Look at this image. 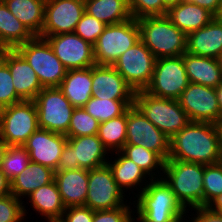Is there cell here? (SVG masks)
I'll return each instance as SVG.
<instances>
[{
	"label": "cell",
	"mask_w": 222,
	"mask_h": 222,
	"mask_svg": "<svg viewBox=\"0 0 222 222\" xmlns=\"http://www.w3.org/2000/svg\"><path fill=\"white\" fill-rule=\"evenodd\" d=\"M183 62L189 82L216 88L222 82L218 59L185 52Z\"/></svg>",
	"instance_id": "obj_23"
},
{
	"label": "cell",
	"mask_w": 222,
	"mask_h": 222,
	"mask_svg": "<svg viewBox=\"0 0 222 222\" xmlns=\"http://www.w3.org/2000/svg\"><path fill=\"white\" fill-rule=\"evenodd\" d=\"M166 17L186 35L206 26L214 15L191 2L182 1L167 9Z\"/></svg>",
	"instance_id": "obj_24"
},
{
	"label": "cell",
	"mask_w": 222,
	"mask_h": 222,
	"mask_svg": "<svg viewBox=\"0 0 222 222\" xmlns=\"http://www.w3.org/2000/svg\"><path fill=\"white\" fill-rule=\"evenodd\" d=\"M92 67L68 70L59 88L75 108L83 107L92 97Z\"/></svg>",
	"instance_id": "obj_27"
},
{
	"label": "cell",
	"mask_w": 222,
	"mask_h": 222,
	"mask_svg": "<svg viewBox=\"0 0 222 222\" xmlns=\"http://www.w3.org/2000/svg\"><path fill=\"white\" fill-rule=\"evenodd\" d=\"M214 18L218 19L220 22H222V0L220 1L219 8H218Z\"/></svg>",
	"instance_id": "obj_51"
},
{
	"label": "cell",
	"mask_w": 222,
	"mask_h": 222,
	"mask_svg": "<svg viewBox=\"0 0 222 222\" xmlns=\"http://www.w3.org/2000/svg\"><path fill=\"white\" fill-rule=\"evenodd\" d=\"M134 100H111L91 97L83 106L85 111L100 123L123 115Z\"/></svg>",
	"instance_id": "obj_34"
},
{
	"label": "cell",
	"mask_w": 222,
	"mask_h": 222,
	"mask_svg": "<svg viewBox=\"0 0 222 222\" xmlns=\"http://www.w3.org/2000/svg\"><path fill=\"white\" fill-rule=\"evenodd\" d=\"M140 193V194H139ZM137 203L134 200L138 222H174L189 213L177 200L171 187L163 178L149 179L148 184L139 191ZM135 202V203H134Z\"/></svg>",
	"instance_id": "obj_2"
},
{
	"label": "cell",
	"mask_w": 222,
	"mask_h": 222,
	"mask_svg": "<svg viewBox=\"0 0 222 222\" xmlns=\"http://www.w3.org/2000/svg\"><path fill=\"white\" fill-rule=\"evenodd\" d=\"M89 170L75 169L55 171V181L66 208L85 206Z\"/></svg>",
	"instance_id": "obj_22"
},
{
	"label": "cell",
	"mask_w": 222,
	"mask_h": 222,
	"mask_svg": "<svg viewBox=\"0 0 222 222\" xmlns=\"http://www.w3.org/2000/svg\"><path fill=\"white\" fill-rule=\"evenodd\" d=\"M215 89H216V95L218 99V105H219L221 116H222V82Z\"/></svg>",
	"instance_id": "obj_49"
},
{
	"label": "cell",
	"mask_w": 222,
	"mask_h": 222,
	"mask_svg": "<svg viewBox=\"0 0 222 222\" xmlns=\"http://www.w3.org/2000/svg\"><path fill=\"white\" fill-rule=\"evenodd\" d=\"M7 50L8 48L0 41V62L3 61L4 54L6 53Z\"/></svg>",
	"instance_id": "obj_52"
},
{
	"label": "cell",
	"mask_w": 222,
	"mask_h": 222,
	"mask_svg": "<svg viewBox=\"0 0 222 222\" xmlns=\"http://www.w3.org/2000/svg\"><path fill=\"white\" fill-rule=\"evenodd\" d=\"M203 187V206H208L222 194V161L204 166Z\"/></svg>",
	"instance_id": "obj_37"
},
{
	"label": "cell",
	"mask_w": 222,
	"mask_h": 222,
	"mask_svg": "<svg viewBox=\"0 0 222 222\" xmlns=\"http://www.w3.org/2000/svg\"><path fill=\"white\" fill-rule=\"evenodd\" d=\"M11 194V183L0 168V198Z\"/></svg>",
	"instance_id": "obj_46"
},
{
	"label": "cell",
	"mask_w": 222,
	"mask_h": 222,
	"mask_svg": "<svg viewBox=\"0 0 222 222\" xmlns=\"http://www.w3.org/2000/svg\"><path fill=\"white\" fill-rule=\"evenodd\" d=\"M208 207L215 212H218L222 214V194H220L218 197H216L209 205Z\"/></svg>",
	"instance_id": "obj_47"
},
{
	"label": "cell",
	"mask_w": 222,
	"mask_h": 222,
	"mask_svg": "<svg viewBox=\"0 0 222 222\" xmlns=\"http://www.w3.org/2000/svg\"><path fill=\"white\" fill-rule=\"evenodd\" d=\"M125 145H140L156 152L164 161L169 158L170 138L149 121L135 105L127 110Z\"/></svg>",
	"instance_id": "obj_13"
},
{
	"label": "cell",
	"mask_w": 222,
	"mask_h": 222,
	"mask_svg": "<svg viewBox=\"0 0 222 222\" xmlns=\"http://www.w3.org/2000/svg\"><path fill=\"white\" fill-rule=\"evenodd\" d=\"M184 1L199 5L200 7H203L204 9L208 10L215 16L221 0H184Z\"/></svg>",
	"instance_id": "obj_45"
},
{
	"label": "cell",
	"mask_w": 222,
	"mask_h": 222,
	"mask_svg": "<svg viewBox=\"0 0 222 222\" xmlns=\"http://www.w3.org/2000/svg\"><path fill=\"white\" fill-rule=\"evenodd\" d=\"M55 56L67 70L85 69L94 66V48L75 32L47 36Z\"/></svg>",
	"instance_id": "obj_16"
},
{
	"label": "cell",
	"mask_w": 222,
	"mask_h": 222,
	"mask_svg": "<svg viewBox=\"0 0 222 222\" xmlns=\"http://www.w3.org/2000/svg\"><path fill=\"white\" fill-rule=\"evenodd\" d=\"M132 18L139 19L146 16H165L167 8L163 0H128Z\"/></svg>",
	"instance_id": "obj_40"
},
{
	"label": "cell",
	"mask_w": 222,
	"mask_h": 222,
	"mask_svg": "<svg viewBox=\"0 0 222 222\" xmlns=\"http://www.w3.org/2000/svg\"><path fill=\"white\" fill-rule=\"evenodd\" d=\"M38 126L51 132L66 134L75 109L59 87L43 88L33 100Z\"/></svg>",
	"instance_id": "obj_10"
},
{
	"label": "cell",
	"mask_w": 222,
	"mask_h": 222,
	"mask_svg": "<svg viewBox=\"0 0 222 222\" xmlns=\"http://www.w3.org/2000/svg\"><path fill=\"white\" fill-rule=\"evenodd\" d=\"M129 205H124L119 208L93 211V222H134L132 216L135 213Z\"/></svg>",
	"instance_id": "obj_42"
},
{
	"label": "cell",
	"mask_w": 222,
	"mask_h": 222,
	"mask_svg": "<svg viewBox=\"0 0 222 222\" xmlns=\"http://www.w3.org/2000/svg\"><path fill=\"white\" fill-rule=\"evenodd\" d=\"M3 62L10 70L16 94L22 100L33 101L44 88L34 69L16 49H8Z\"/></svg>",
	"instance_id": "obj_20"
},
{
	"label": "cell",
	"mask_w": 222,
	"mask_h": 222,
	"mask_svg": "<svg viewBox=\"0 0 222 222\" xmlns=\"http://www.w3.org/2000/svg\"><path fill=\"white\" fill-rule=\"evenodd\" d=\"M16 50L34 69L44 88L60 86L68 70L55 56L52 47L45 38L35 36L18 46Z\"/></svg>",
	"instance_id": "obj_6"
},
{
	"label": "cell",
	"mask_w": 222,
	"mask_h": 222,
	"mask_svg": "<svg viewBox=\"0 0 222 222\" xmlns=\"http://www.w3.org/2000/svg\"><path fill=\"white\" fill-rule=\"evenodd\" d=\"M218 62H219L220 68H221V70H222V54H221L220 57L218 58Z\"/></svg>",
	"instance_id": "obj_54"
},
{
	"label": "cell",
	"mask_w": 222,
	"mask_h": 222,
	"mask_svg": "<svg viewBox=\"0 0 222 222\" xmlns=\"http://www.w3.org/2000/svg\"><path fill=\"white\" fill-rule=\"evenodd\" d=\"M4 3L34 36H40L44 26L46 0H6Z\"/></svg>",
	"instance_id": "obj_29"
},
{
	"label": "cell",
	"mask_w": 222,
	"mask_h": 222,
	"mask_svg": "<svg viewBox=\"0 0 222 222\" xmlns=\"http://www.w3.org/2000/svg\"><path fill=\"white\" fill-rule=\"evenodd\" d=\"M58 222H93V210L86 206L68 207Z\"/></svg>",
	"instance_id": "obj_43"
},
{
	"label": "cell",
	"mask_w": 222,
	"mask_h": 222,
	"mask_svg": "<svg viewBox=\"0 0 222 222\" xmlns=\"http://www.w3.org/2000/svg\"><path fill=\"white\" fill-rule=\"evenodd\" d=\"M134 105L170 139L190 122L178 100L158 98L140 90L135 93Z\"/></svg>",
	"instance_id": "obj_5"
},
{
	"label": "cell",
	"mask_w": 222,
	"mask_h": 222,
	"mask_svg": "<svg viewBox=\"0 0 222 222\" xmlns=\"http://www.w3.org/2000/svg\"><path fill=\"white\" fill-rule=\"evenodd\" d=\"M100 122L85 111L83 107L75 108L69 124L67 138L98 134Z\"/></svg>",
	"instance_id": "obj_35"
},
{
	"label": "cell",
	"mask_w": 222,
	"mask_h": 222,
	"mask_svg": "<svg viewBox=\"0 0 222 222\" xmlns=\"http://www.w3.org/2000/svg\"><path fill=\"white\" fill-rule=\"evenodd\" d=\"M106 26L104 22L84 12L74 32L83 40L94 45Z\"/></svg>",
	"instance_id": "obj_39"
},
{
	"label": "cell",
	"mask_w": 222,
	"mask_h": 222,
	"mask_svg": "<svg viewBox=\"0 0 222 222\" xmlns=\"http://www.w3.org/2000/svg\"><path fill=\"white\" fill-rule=\"evenodd\" d=\"M182 1L184 0H163V5L168 9L169 7L178 5Z\"/></svg>",
	"instance_id": "obj_50"
},
{
	"label": "cell",
	"mask_w": 222,
	"mask_h": 222,
	"mask_svg": "<svg viewBox=\"0 0 222 222\" xmlns=\"http://www.w3.org/2000/svg\"><path fill=\"white\" fill-rule=\"evenodd\" d=\"M156 58L139 40L118 57L112 65L126 82L137 92L149 85Z\"/></svg>",
	"instance_id": "obj_12"
},
{
	"label": "cell",
	"mask_w": 222,
	"mask_h": 222,
	"mask_svg": "<svg viewBox=\"0 0 222 222\" xmlns=\"http://www.w3.org/2000/svg\"><path fill=\"white\" fill-rule=\"evenodd\" d=\"M28 200L33 210L42 214L47 222H58L66 209L55 180L32 192Z\"/></svg>",
	"instance_id": "obj_26"
},
{
	"label": "cell",
	"mask_w": 222,
	"mask_h": 222,
	"mask_svg": "<svg viewBox=\"0 0 222 222\" xmlns=\"http://www.w3.org/2000/svg\"><path fill=\"white\" fill-rule=\"evenodd\" d=\"M186 52L218 59L222 54V22L213 18L203 28L187 34Z\"/></svg>",
	"instance_id": "obj_21"
},
{
	"label": "cell",
	"mask_w": 222,
	"mask_h": 222,
	"mask_svg": "<svg viewBox=\"0 0 222 222\" xmlns=\"http://www.w3.org/2000/svg\"><path fill=\"white\" fill-rule=\"evenodd\" d=\"M115 154V157H118L114 158V161L109 158L110 160L107 162V165L112 171L115 182L118 184V186L122 189L123 192H127V190H130L132 188H136L135 190H137V186H139L140 188L138 190L142 192V190L148 184L147 178L149 176H147V174L141 167H139L135 162L125 157L120 151H116ZM144 180H147V183L143 182Z\"/></svg>",
	"instance_id": "obj_28"
},
{
	"label": "cell",
	"mask_w": 222,
	"mask_h": 222,
	"mask_svg": "<svg viewBox=\"0 0 222 222\" xmlns=\"http://www.w3.org/2000/svg\"><path fill=\"white\" fill-rule=\"evenodd\" d=\"M168 160L204 165L222 161V126L209 122H189L170 139Z\"/></svg>",
	"instance_id": "obj_1"
},
{
	"label": "cell",
	"mask_w": 222,
	"mask_h": 222,
	"mask_svg": "<svg viewBox=\"0 0 222 222\" xmlns=\"http://www.w3.org/2000/svg\"><path fill=\"white\" fill-rule=\"evenodd\" d=\"M84 12V0H46L44 26L39 37L74 32Z\"/></svg>",
	"instance_id": "obj_17"
},
{
	"label": "cell",
	"mask_w": 222,
	"mask_h": 222,
	"mask_svg": "<svg viewBox=\"0 0 222 222\" xmlns=\"http://www.w3.org/2000/svg\"><path fill=\"white\" fill-rule=\"evenodd\" d=\"M24 201L9 194L0 198V222H22L27 216Z\"/></svg>",
	"instance_id": "obj_38"
},
{
	"label": "cell",
	"mask_w": 222,
	"mask_h": 222,
	"mask_svg": "<svg viewBox=\"0 0 222 222\" xmlns=\"http://www.w3.org/2000/svg\"><path fill=\"white\" fill-rule=\"evenodd\" d=\"M22 101L16 94L8 66L0 62V109Z\"/></svg>",
	"instance_id": "obj_41"
},
{
	"label": "cell",
	"mask_w": 222,
	"mask_h": 222,
	"mask_svg": "<svg viewBox=\"0 0 222 222\" xmlns=\"http://www.w3.org/2000/svg\"><path fill=\"white\" fill-rule=\"evenodd\" d=\"M140 40L156 59L177 57L186 52L187 35L165 16H146L137 19Z\"/></svg>",
	"instance_id": "obj_3"
},
{
	"label": "cell",
	"mask_w": 222,
	"mask_h": 222,
	"mask_svg": "<svg viewBox=\"0 0 222 222\" xmlns=\"http://www.w3.org/2000/svg\"><path fill=\"white\" fill-rule=\"evenodd\" d=\"M30 162L29 153L23 146H8L1 170L11 182Z\"/></svg>",
	"instance_id": "obj_36"
},
{
	"label": "cell",
	"mask_w": 222,
	"mask_h": 222,
	"mask_svg": "<svg viewBox=\"0 0 222 222\" xmlns=\"http://www.w3.org/2000/svg\"><path fill=\"white\" fill-rule=\"evenodd\" d=\"M39 128L34 101H26L0 109V137L8 146H23Z\"/></svg>",
	"instance_id": "obj_9"
},
{
	"label": "cell",
	"mask_w": 222,
	"mask_h": 222,
	"mask_svg": "<svg viewBox=\"0 0 222 222\" xmlns=\"http://www.w3.org/2000/svg\"><path fill=\"white\" fill-rule=\"evenodd\" d=\"M120 152L141 167L149 176L148 180L162 178L165 161L156 152L140 145H124Z\"/></svg>",
	"instance_id": "obj_32"
},
{
	"label": "cell",
	"mask_w": 222,
	"mask_h": 222,
	"mask_svg": "<svg viewBox=\"0 0 222 222\" xmlns=\"http://www.w3.org/2000/svg\"><path fill=\"white\" fill-rule=\"evenodd\" d=\"M97 135L108 151L115 155L114 152L120 151L126 144L127 111L119 117L100 123Z\"/></svg>",
	"instance_id": "obj_33"
},
{
	"label": "cell",
	"mask_w": 222,
	"mask_h": 222,
	"mask_svg": "<svg viewBox=\"0 0 222 222\" xmlns=\"http://www.w3.org/2000/svg\"><path fill=\"white\" fill-rule=\"evenodd\" d=\"M192 210L196 211L192 222H222V214L212 211L208 206L194 207Z\"/></svg>",
	"instance_id": "obj_44"
},
{
	"label": "cell",
	"mask_w": 222,
	"mask_h": 222,
	"mask_svg": "<svg viewBox=\"0 0 222 222\" xmlns=\"http://www.w3.org/2000/svg\"><path fill=\"white\" fill-rule=\"evenodd\" d=\"M125 194L113 178L109 166L89 170L85 206L93 211L109 210L126 205ZM125 203V204H124Z\"/></svg>",
	"instance_id": "obj_14"
},
{
	"label": "cell",
	"mask_w": 222,
	"mask_h": 222,
	"mask_svg": "<svg viewBox=\"0 0 222 222\" xmlns=\"http://www.w3.org/2000/svg\"><path fill=\"white\" fill-rule=\"evenodd\" d=\"M189 80L183 57H162L155 61L149 85L144 90L152 96L178 100Z\"/></svg>",
	"instance_id": "obj_11"
},
{
	"label": "cell",
	"mask_w": 222,
	"mask_h": 222,
	"mask_svg": "<svg viewBox=\"0 0 222 222\" xmlns=\"http://www.w3.org/2000/svg\"><path fill=\"white\" fill-rule=\"evenodd\" d=\"M92 96L100 99L134 100L135 91L112 65L92 66Z\"/></svg>",
	"instance_id": "obj_19"
},
{
	"label": "cell",
	"mask_w": 222,
	"mask_h": 222,
	"mask_svg": "<svg viewBox=\"0 0 222 222\" xmlns=\"http://www.w3.org/2000/svg\"><path fill=\"white\" fill-rule=\"evenodd\" d=\"M35 36L0 2V41L8 49L18 46L33 39Z\"/></svg>",
	"instance_id": "obj_31"
},
{
	"label": "cell",
	"mask_w": 222,
	"mask_h": 222,
	"mask_svg": "<svg viewBox=\"0 0 222 222\" xmlns=\"http://www.w3.org/2000/svg\"><path fill=\"white\" fill-rule=\"evenodd\" d=\"M85 12L104 22L117 24L132 18L128 0H84Z\"/></svg>",
	"instance_id": "obj_30"
},
{
	"label": "cell",
	"mask_w": 222,
	"mask_h": 222,
	"mask_svg": "<svg viewBox=\"0 0 222 222\" xmlns=\"http://www.w3.org/2000/svg\"><path fill=\"white\" fill-rule=\"evenodd\" d=\"M190 122H209L222 125L216 89L189 82L178 98Z\"/></svg>",
	"instance_id": "obj_15"
},
{
	"label": "cell",
	"mask_w": 222,
	"mask_h": 222,
	"mask_svg": "<svg viewBox=\"0 0 222 222\" xmlns=\"http://www.w3.org/2000/svg\"><path fill=\"white\" fill-rule=\"evenodd\" d=\"M8 145L6 142L0 137V168L2 166L3 158L7 151Z\"/></svg>",
	"instance_id": "obj_48"
},
{
	"label": "cell",
	"mask_w": 222,
	"mask_h": 222,
	"mask_svg": "<svg viewBox=\"0 0 222 222\" xmlns=\"http://www.w3.org/2000/svg\"><path fill=\"white\" fill-rule=\"evenodd\" d=\"M184 216H185V217H184ZM185 218H187V215H183L182 217L178 218V219L175 220L174 222H185V221H183V220H187V219H185Z\"/></svg>",
	"instance_id": "obj_53"
},
{
	"label": "cell",
	"mask_w": 222,
	"mask_h": 222,
	"mask_svg": "<svg viewBox=\"0 0 222 222\" xmlns=\"http://www.w3.org/2000/svg\"><path fill=\"white\" fill-rule=\"evenodd\" d=\"M98 135L68 138L56 171L92 170L107 164L110 155Z\"/></svg>",
	"instance_id": "obj_7"
},
{
	"label": "cell",
	"mask_w": 222,
	"mask_h": 222,
	"mask_svg": "<svg viewBox=\"0 0 222 222\" xmlns=\"http://www.w3.org/2000/svg\"><path fill=\"white\" fill-rule=\"evenodd\" d=\"M204 166L179 160H167L164 163L162 178L171 187L181 205L185 209L189 206V211L203 206Z\"/></svg>",
	"instance_id": "obj_4"
},
{
	"label": "cell",
	"mask_w": 222,
	"mask_h": 222,
	"mask_svg": "<svg viewBox=\"0 0 222 222\" xmlns=\"http://www.w3.org/2000/svg\"><path fill=\"white\" fill-rule=\"evenodd\" d=\"M140 40L137 19L107 25L93 45L98 65H113L120 55Z\"/></svg>",
	"instance_id": "obj_8"
},
{
	"label": "cell",
	"mask_w": 222,
	"mask_h": 222,
	"mask_svg": "<svg viewBox=\"0 0 222 222\" xmlns=\"http://www.w3.org/2000/svg\"><path fill=\"white\" fill-rule=\"evenodd\" d=\"M55 179V171L47 166L30 162L11 183V194L16 198L28 197L38 188L45 186Z\"/></svg>",
	"instance_id": "obj_25"
},
{
	"label": "cell",
	"mask_w": 222,
	"mask_h": 222,
	"mask_svg": "<svg viewBox=\"0 0 222 222\" xmlns=\"http://www.w3.org/2000/svg\"><path fill=\"white\" fill-rule=\"evenodd\" d=\"M68 138L65 134L38 128L23 145L29 153L30 161L47 166L54 171Z\"/></svg>",
	"instance_id": "obj_18"
}]
</instances>
